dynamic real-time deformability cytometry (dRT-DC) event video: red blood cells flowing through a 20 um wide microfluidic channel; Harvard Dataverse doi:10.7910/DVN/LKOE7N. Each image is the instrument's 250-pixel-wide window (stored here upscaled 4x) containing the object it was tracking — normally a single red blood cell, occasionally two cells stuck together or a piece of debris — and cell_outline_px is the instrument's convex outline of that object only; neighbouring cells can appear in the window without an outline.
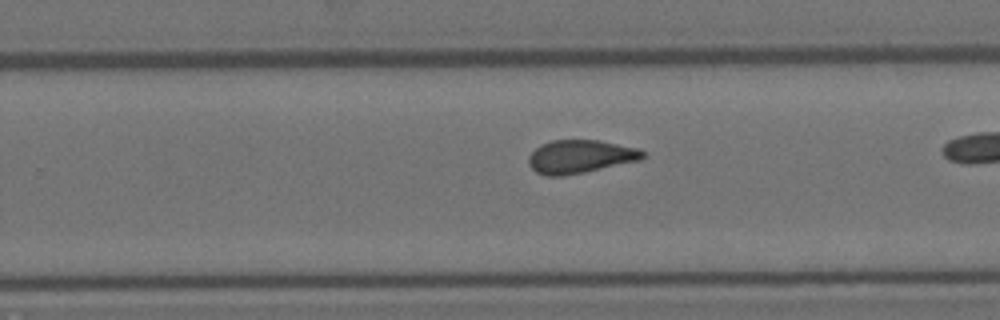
{"species": "Egyptian fruit bat (a non-hibernating species)", "species_latin": "Rousettus aegyptiacus", "temperature_condition": "room temperature", "stored_images_in_passage": 24, "camera_frame_rate_fps": 3000, "um_per_image_px": 0.085, "animal": {"sex": "female"}, "frame": {"image": 1, "passage_image": 16, "time_ms": 5.0, "image_size_px": [1000, 320], "cell_outline_px": [[644, 156], [640, 160], [584, 172], [564, 176], [548, 176], [536, 172], [528, 164], [528, 156], [540, 144], [552, 140], [600, 140], [640, 148], [644, 152]], "centroid_in_image_um": [49.31, 13.3], "position_along_channel_um": 280.5, "area_um2": 22.2}}
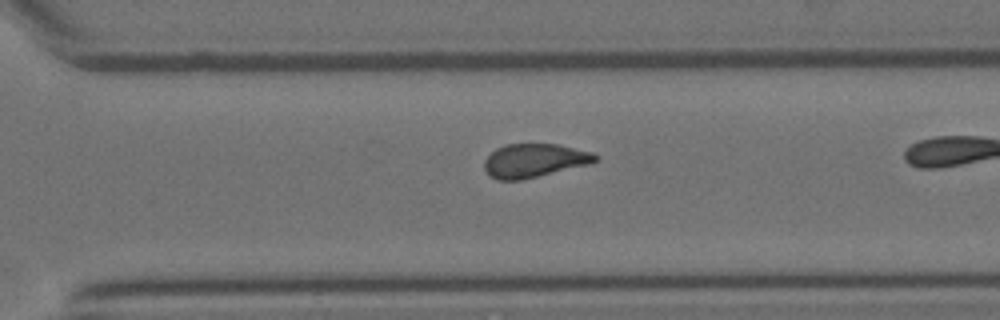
{"frame": {"image": 2, "passage_image": 19, "time_ms": 6.0, "image_size_px": [1000, 320], "cell_outline_px": [[600, 160], [592, 164], [524, 180], [496, 180], [484, 168], [484, 160], [496, 148], [508, 144], [556, 144], [592, 152], [600, 156]], "centroid_in_image_um": [45.48, 13.66], "position_along_channel_um": 325.1, "area_um2": 22.02}}